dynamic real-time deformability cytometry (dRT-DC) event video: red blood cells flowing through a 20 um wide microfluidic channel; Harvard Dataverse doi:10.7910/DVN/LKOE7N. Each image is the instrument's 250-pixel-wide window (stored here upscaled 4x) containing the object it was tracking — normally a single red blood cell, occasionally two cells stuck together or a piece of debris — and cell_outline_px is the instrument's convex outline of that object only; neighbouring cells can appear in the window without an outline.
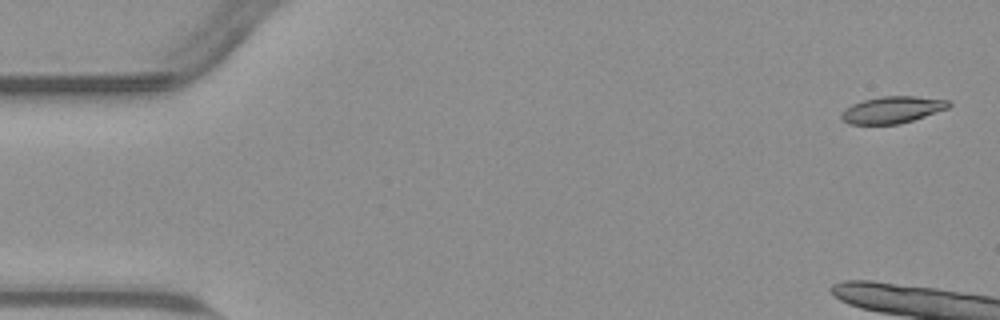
{"species": "common noctule bat (a hibernating species)", "species_latin": "Nyctalus noctula", "temperature_condition": "warm", "stored_images_in_passage": 8, "camera_frame_rate_fps": 3000, "um_per_image_px": 0.085, "animal": {"sex": "male", "body_mass_g": 23.1, "forearm_length_mm": 52.7}, "frame": {"image": 1, "passage_image": 2, "time_ms": 0.333, "image_size_px": [1000, 320], "cell_outline_px": [[952, 104], [948, 108], [912, 120], [896, 124], [848, 124], [840, 116], [840, 112], [844, 108], [852, 104], [864, 100], [880, 96], [916, 96], [948, 100]], "centroid_in_image_um": [75.81, 9.32], "position_along_channel_um": 9.2, "area_um2": 16.7}}